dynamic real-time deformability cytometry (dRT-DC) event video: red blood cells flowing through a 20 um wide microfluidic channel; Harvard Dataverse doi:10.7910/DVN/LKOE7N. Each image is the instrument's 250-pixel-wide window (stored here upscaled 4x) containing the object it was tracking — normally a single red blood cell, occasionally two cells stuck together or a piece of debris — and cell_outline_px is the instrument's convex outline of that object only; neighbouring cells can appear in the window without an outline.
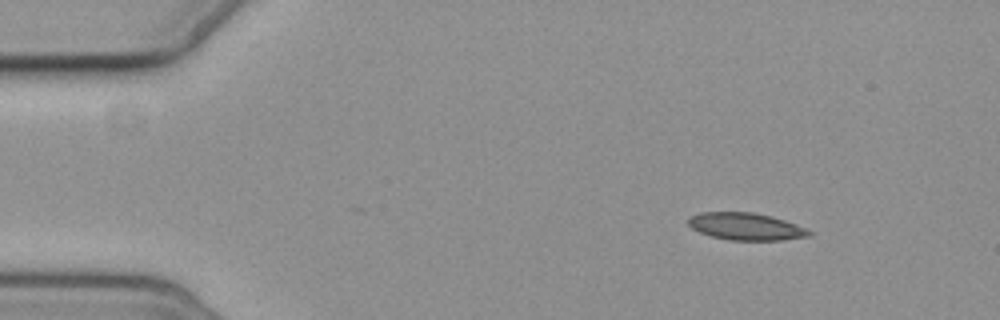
{"species": "common noctule bat (a hibernating species)", "species_latin": "Nyctalus noctula", "temperature_condition": "cold", "stored_images_in_passage": 3, "camera_frame_rate_fps": 3000, "um_per_image_px": 0.085, "animal": {"sex": "female", "body_mass_g": 19.3, "forearm_length_mm": 54.1}, "frame": {"image": 1, "passage_image": 1, "time_ms": 0.0, "image_size_px": [1000, 320], "cell_outline_px": [[812, 236], [780, 240], [728, 240], [712, 236], [700, 232], [692, 228], [688, 224], [688, 216], [700, 212], [752, 212], [772, 216], [796, 224], [812, 232]], "centroid_in_image_um": [63.38, 19.24], "position_along_channel_um": 21.6, "area_um2": 19.19}}
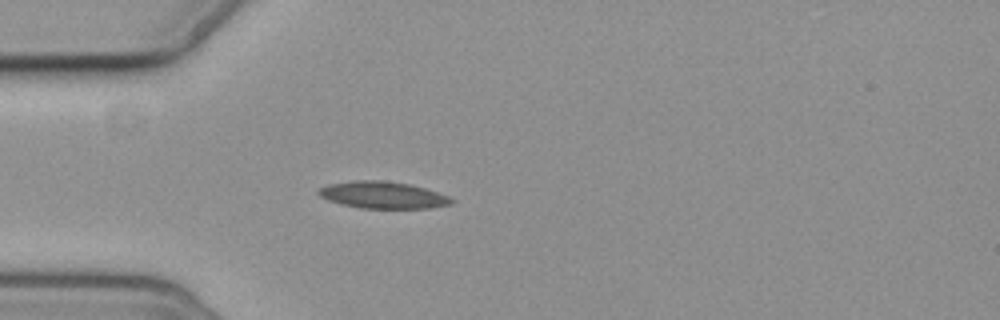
{"frame": {"image": 2, "passage_image": 3, "time_ms": 3.0, "image_size_px": [1000, 320], "cell_outline_px": [[456, 200], [452, 204], [428, 208], [360, 208], [340, 204], [328, 200], [320, 196], [316, 192], [320, 188], [328, 184], [352, 180], [384, 180], [408, 184], [424, 188], [448, 196]], "centroid_in_image_um": [32.51, 16.57], "position_along_channel_um": 52.5, "area_um2": 20.87}}